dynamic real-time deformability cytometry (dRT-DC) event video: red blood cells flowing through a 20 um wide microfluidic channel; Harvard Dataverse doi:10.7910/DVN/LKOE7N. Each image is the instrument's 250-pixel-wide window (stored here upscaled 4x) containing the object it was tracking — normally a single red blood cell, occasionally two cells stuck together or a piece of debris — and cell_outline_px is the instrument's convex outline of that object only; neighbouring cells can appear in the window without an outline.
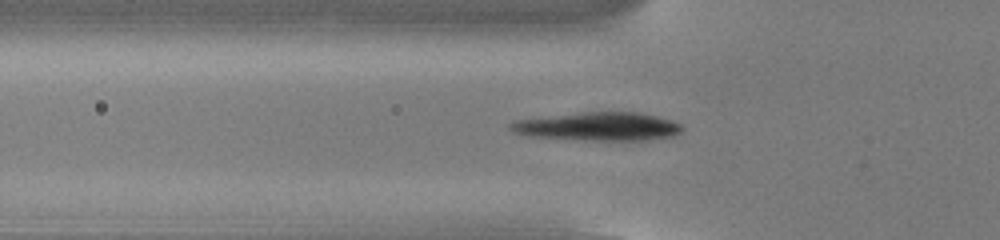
{"species": "common noctule bat (a hibernating species)", "species_latin": "Nyctalus noctula", "temperature_condition": "cold", "stored_images_in_passage": 46, "camera_frame_rate_fps": 3000, "um_per_image_px": 0.085, "animal": {"sex": "male", "body_mass_g": 13.0, "forearm_length_mm": 53.1}, "frame": {"image": 1, "passage_image": 11, "time_ms": 3.333, "image_size_px": [1000, 240], "cell_outline_px": [[684, 128], [680, 132], [672, 136], [648, 140], [584, 140], [524, 136], [512, 132], [508, 128], [508, 124], [516, 120], [580, 112], [640, 112], [672, 120], [680, 124]], "centroid_in_image_um": [50.81, 10.75], "position_along_channel_um": 75.0, "area_um2": 28.61}}
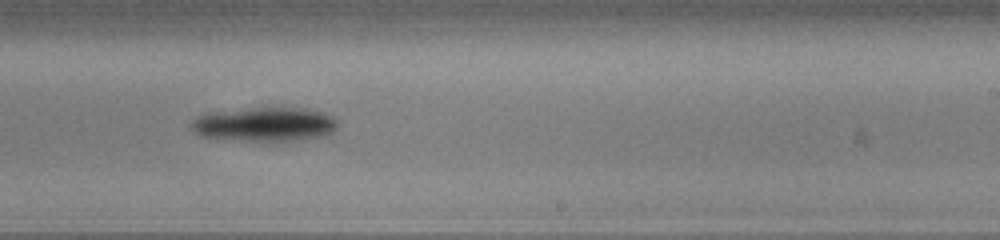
{"frame": {"image": 2, "passage_image": 26, "time_ms": 8.333, "image_size_px": [1000, 240], "cell_outline_px": [[336, 128], [332, 132], [324, 136], [300, 140], [272, 144], [264, 144], [200, 136], [192, 128], [192, 120], [196, 116], [208, 112], [252, 108], [304, 108], [332, 116], [336, 120]], "centroid_in_image_um": [22.47, 10.62], "position_along_channel_um": 266.5, "area_um2": 29.94}}
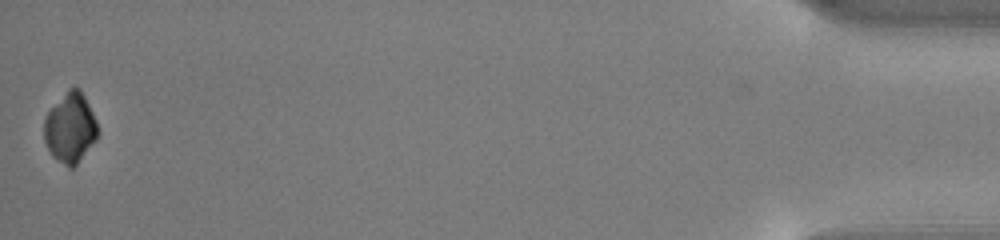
{"frame": {"image": 3, "passage_image": 46, "time_ms": 15.0, "image_size_px": [1000, 240], "cell_outline_px": [[100, 132], [96, 140], [76, 164], [72, 168], [68, 168], [52, 156], [44, 140], [44, 120], [48, 112], [68, 88], [80, 88], [96, 120]], "centroid_in_image_um": [5.98, 10.88], "position_along_channel_um": 429.2, "area_um2": 21.73}, "authors_computed_cell_mechanics": {"area_um2": 26.588, "velocity_mm_per_s": 3.8314, "shape_relaxation_time_tau1_ms": 2.3974, "shape_relaxation_time_tau2_ms": null, "deformation_change_tau1": 0.1209, "deformation_change_tau2": null}}